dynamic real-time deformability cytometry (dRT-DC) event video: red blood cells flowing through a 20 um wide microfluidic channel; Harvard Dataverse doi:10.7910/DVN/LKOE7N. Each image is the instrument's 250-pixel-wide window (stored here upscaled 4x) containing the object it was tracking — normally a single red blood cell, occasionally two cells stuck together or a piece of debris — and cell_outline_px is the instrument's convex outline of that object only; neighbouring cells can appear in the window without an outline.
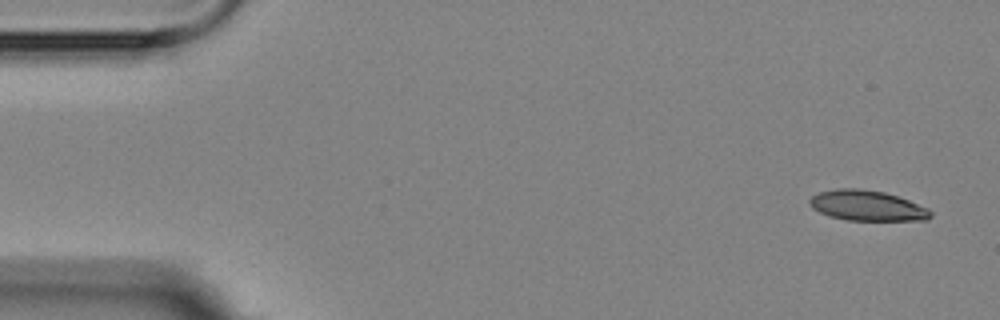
{"species": "Egyptian fruit bat (a non-hibernating species)", "species_latin": "Rousettus aegyptiacus", "temperature_condition": "room temperature", "stored_images_in_passage": 6, "camera_frame_rate_fps": 3000, "um_per_image_px": 0.085, "animal": {"sex": "female"}, "frame": {"image": 1, "passage_image": 1, "time_ms": 0.0, "image_size_px": [1000, 320], "cell_outline_px": [[932, 216], [928, 220], [848, 220], [828, 216], [812, 208], [808, 204], [808, 200], [812, 196], [820, 192], [836, 188], [856, 188], [884, 192], [908, 200], [928, 208], [932, 212]], "centroid_in_image_um": [73.68, 17.48], "position_along_channel_um": 11.3, "area_um2": 21.39}}
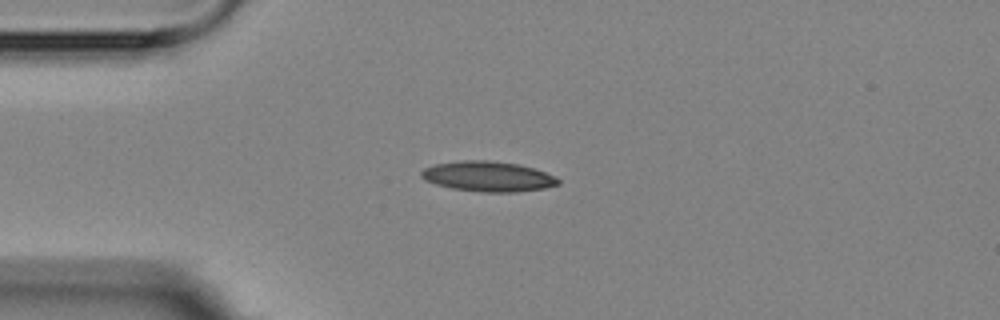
{"frame": {"image": 2, "passage_image": 4, "time_ms": 3.667, "image_size_px": [1000, 320], "cell_outline_px": [[560, 184], [544, 188], [516, 192], [484, 192], [452, 188], [436, 184], [424, 180], [420, 176], [420, 172], [424, 168], [436, 164], [464, 160], [488, 160], [516, 164], [532, 168], [556, 176], [560, 180]], "centroid_in_image_um": [41.48, 15.0], "position_along_channel_um": 43.5, "area_um2": 23.93}}
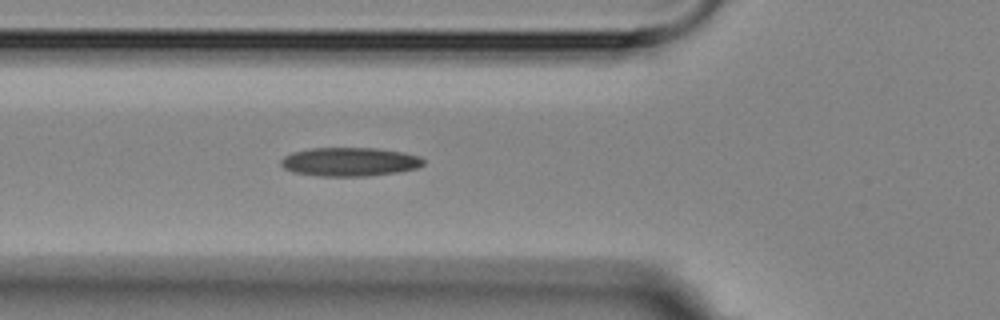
{"frame": {"image": 3, "passage_image": 6, "time_ms": 5.667, "image_size_px": [1000, 320], "cell_outline_px": [[424, 164], [416, 168], [396, 172], [368, 176], [320, 176], [292, 172], [284, 168], [280, 164], [280, 160], [284, 156], [292, 152], [312, 148], [376, 148], [404, 152], [420, 156], [424, 160]], "centroid_in_image_um": [29.71, 13.75], "position_along_channel_um": 96.1, "area_um2": 23.93}}